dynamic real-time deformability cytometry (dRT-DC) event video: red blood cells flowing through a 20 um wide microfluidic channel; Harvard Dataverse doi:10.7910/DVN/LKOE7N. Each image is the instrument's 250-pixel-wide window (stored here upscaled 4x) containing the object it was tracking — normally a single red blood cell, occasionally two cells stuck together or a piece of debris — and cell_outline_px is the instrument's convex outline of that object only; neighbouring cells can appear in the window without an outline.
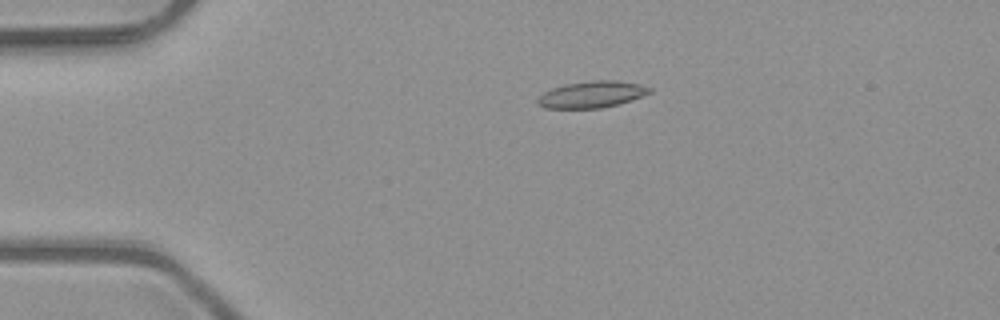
{"species": "common noctule bat (a hibernating species)", "species_latin": "Nyctalus noctula", "temperature_condition": "room temperature", "stored_images_in_passage": 4, "camera_frame_rate_fps": 3000, "um_per_image_px": 0.085, "animal": {"sex": "male", "body_mass_g": 23.1, "forearm_length_mm": 52.7}, "frame": {"image": 1, "passage_image": 2, "time_ms": 0.333, "image_size_px": [1000, 320], "cell_outline_px": [[652, 92], [616, 104], [600, 108], [544, 108], [536, 104], [536, 100], [544, 92], [552, 88], [564, 84], [592, 80], [612, 80], [640, 84], [652, 88]], "centroid_in_image_um": [50.25, 8.02], "position_along_channel_um": 34.8, "area_um2": 17.17}}